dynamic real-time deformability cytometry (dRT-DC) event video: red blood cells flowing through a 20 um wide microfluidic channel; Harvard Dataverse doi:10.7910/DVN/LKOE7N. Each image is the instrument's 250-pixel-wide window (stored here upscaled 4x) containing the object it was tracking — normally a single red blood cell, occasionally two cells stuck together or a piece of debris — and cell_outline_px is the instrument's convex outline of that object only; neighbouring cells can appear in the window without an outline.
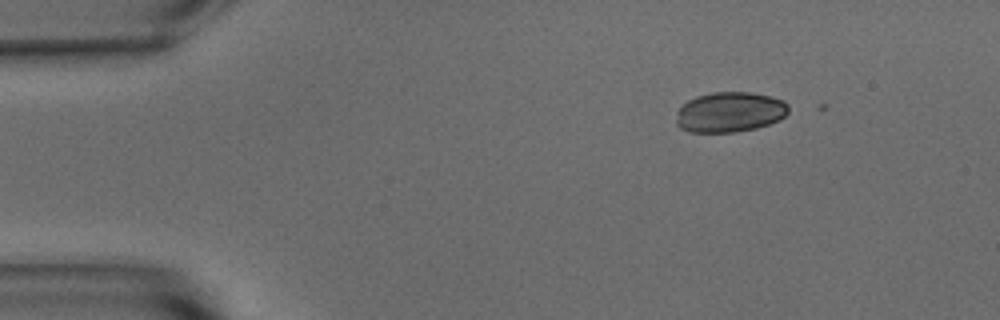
{"species": "common noctule bat (a hibernating species)", "species_latin": "Nyctalus noctula", "temperature_condition": "warm", "stored_images_in_passage": 2, "camera_frame_rate_fps": 3000, "um_per_image_px": 0.085, "animal": {"sex": "male", "body_mass_g": 15.6}, "frame": {"image": 1, "passage_image": 1, "time_ms": 0.0, "image_size_px": [1000, 320], "cell_outline_px": [[788, 112], [780, 120], [756, 128], [736, 132], [688, 132], [680, 128], [676, 124], [676, 112], [688, 100], [696, 96], [712, 92], [752, 92], [772, 96], [784, 100], [788, 104]], "centroid_in_image_um": [62.04, 9.52], "position_along_channel_um": 23.0, "area_um2": 26.59}}